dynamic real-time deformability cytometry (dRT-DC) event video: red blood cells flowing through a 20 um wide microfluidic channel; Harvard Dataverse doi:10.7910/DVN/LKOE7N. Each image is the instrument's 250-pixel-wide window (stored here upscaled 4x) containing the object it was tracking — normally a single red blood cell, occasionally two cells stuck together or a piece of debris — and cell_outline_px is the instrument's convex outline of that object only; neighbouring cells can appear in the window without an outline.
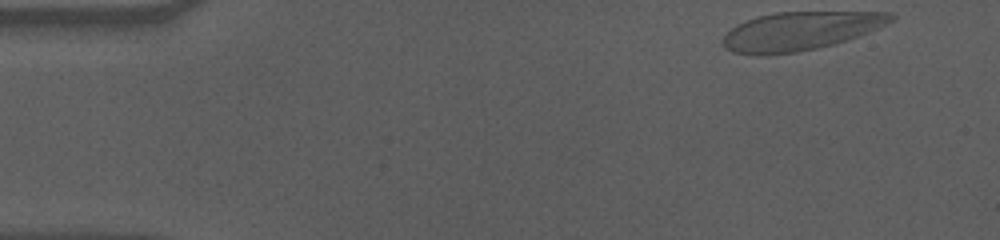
{"species": "human", "species_latin": "Homo sapiens", "temperature_condition": "cold", "stored_images_in_passage": 53, "camera_frame_rate_fps": 3000, "um_per_image_px": 0.085, "donor": {"sex": "male"}, "frame": {"image": 1, "passage_image": 1, "time_ms": 0.0, "image_size_px": [1000, 240], "cell_outline_px": [[896, 16], [892, 20], [876, 28], [856, 36], [832, 44], [816, 48], [796, 52], [768, 56], [756, 56], [732, 52], [720, 40], [736, 24], [756, 16], [776, 12], [892, 12]], "centroid_in_image_um": [67.94, 2.64], "position_along_channel_um": 17.1, "area_um2": 37.45}}
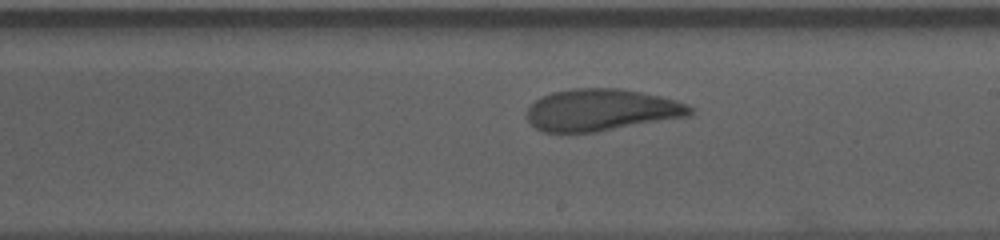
{"frame": {"image": 2, "passage_image": 29, "time_ms": 9.333, "image_size_px": [1000, 240], "cell_outline_px": [[696, 112], [688, 116], [596, 132], [544, 132], [536, 128], [528, 120], [524, 112], [540, 96], [552, 92], [572, 88], [620, 88], [660, 96], [676, 100], [688, 104]], "centroid_in_image_um": [51.1, 9.34], "position_along_channel_um": 237.9, "area_um2": 39.94}}
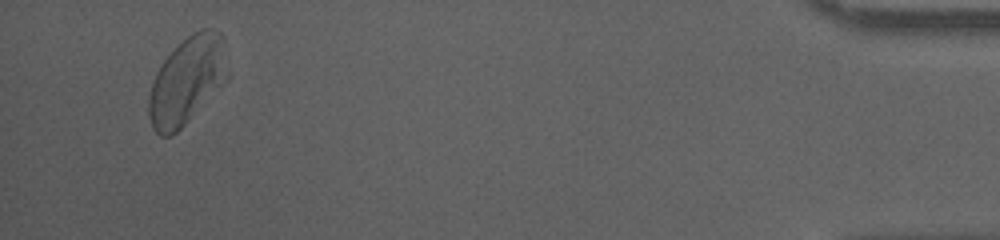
{"frame": {"image": 3, "passage_image": 51, "time_ms": 16.667, "image_size_px": [1000, 240], "cell_outline_px": [[232, 72], [228, 80], [172, 136], [160, 136], [152, 128], [148, 116], [148, 96], [152, 80], [160, 64], [192, 32], [204, 28], [212, 28], [220, 32], [224, 36]], "centroid_in_image_um": [15.96, 6.82], "position_along_channel_um": 419.2, "area_um2": 40.98}, "authors_computed_cell_mechanics": {"area_um2": 40.2866, "velocity_mm_per_s": 3.5111, "shape_relaxation_time_tau1_ms": 8.8599, "shape_relaxation_time_tau2_ms": 1.4563, "deformation_change_tau1": 0.224, "deformation_change_tau2": 0.0564}}